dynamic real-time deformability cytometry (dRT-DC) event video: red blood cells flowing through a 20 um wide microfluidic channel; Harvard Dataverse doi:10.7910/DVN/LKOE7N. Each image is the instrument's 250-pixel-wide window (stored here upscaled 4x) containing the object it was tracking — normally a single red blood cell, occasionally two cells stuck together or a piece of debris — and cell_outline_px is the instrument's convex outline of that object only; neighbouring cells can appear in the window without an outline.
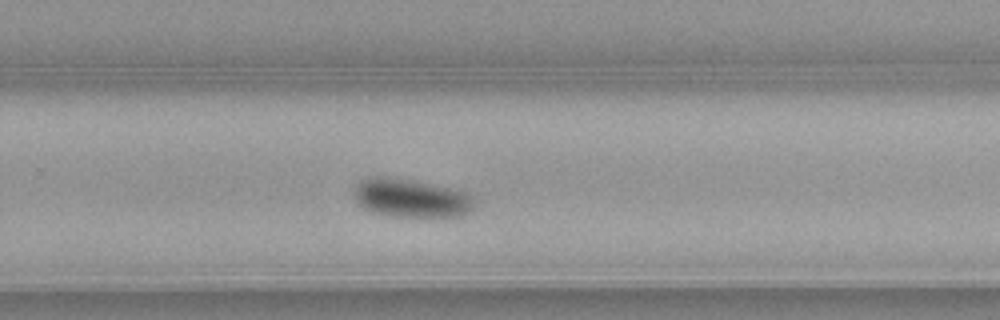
{"species": "common noctule bat (a hibernating species)", "species_latin": "Nyctalus noctula", "temperature_condition": "warm", "stored_images_in_passage": 33, "camera_frame_rate_fps": 3000, "um_per_image_px": 0.085, "animal": {"sex": "female", "body_mass_g": 21.9}, "frame": {"image": 1, "passage_image": 24, "time_ms": 7.667, "image_size_px": [1000, 320], "cell_outline_px": [[476, 204], [468, 212], [460, 216], [388, 216], [368, 212], [352, 196], [352, 188], [360, 180], [368, 176], [384, 176], [408, 180], [452, 188], [464, 192], [472, 196]], "centroid_in_image_um": [34.85, 16.83], "position_along_channel_um": 294.9, "area_um2": 27.17}}
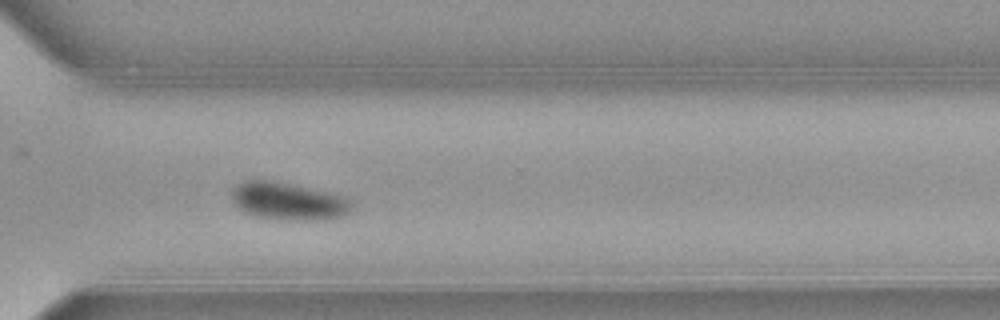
{"frame": {"image": 2, "passage_image": 28, "time_ms": 9.0, "image_size_px": [1000, 320], "cell_outline_px": [[352, 212], [344, 216], [332, 220], [276, 220], [256, 216], [244, 212], [232, 200], [232, 188], [236, 184], [244, 180], [268, 180], [292, 184], [348, 196], [352, 204]], "centroid_in_image_um": [24.56, 17.12], "position_along_channel_um": 346.0, "area_um2": 26.88}, "authors_computed_cell_mechanics": {"area_um2": 27.166, "velocity_mm_per_s": 3.836, "shape_relaxation_time_tau1_ms": 2.015, "shape_relaxation_time_tau2_ms": null, "deformation_change_tau1": 0.1227, "deformation_change_tau2": null}}